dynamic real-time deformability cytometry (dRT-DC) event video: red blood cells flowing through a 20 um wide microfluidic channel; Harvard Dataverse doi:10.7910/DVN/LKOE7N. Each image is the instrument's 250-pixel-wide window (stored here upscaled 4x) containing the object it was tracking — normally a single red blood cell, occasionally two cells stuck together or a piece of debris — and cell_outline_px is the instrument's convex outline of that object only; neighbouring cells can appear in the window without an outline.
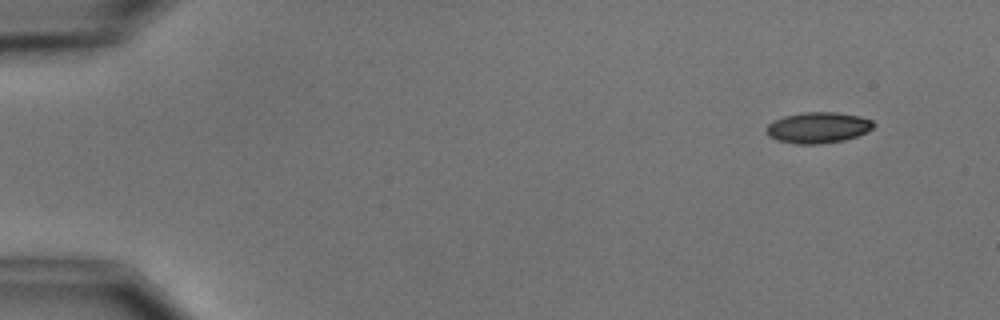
{"species": "common noctule bat (a hibernating species)", "species_latin": "Nyctalus noctula", "temperature_condition": "cold", "stored_images_in_passage": 9, "camera_frame_rate_fps": 3000, "um_per_image_px": 0.085, "animal": {"sex": "male", "body_mass_g": 15.6}, "frame": {"image": 1, "passage_image": 2, "time_ms": 1.333, "image_size_px": [1000, 320], "cell_outline_px": [[876, 124], [868, 132], [844, 140], [820, 144], [796, 144], [776, 140], [768, 136], [764, 132], [768, 124], [772, 120], [784, 116], [804, 112], [836, 112], [860, 116], [872, 120]], "centroid_in_image_um": [69.51, 10.85], "position_along_channel_um": 15.5, "area_um2": 19.59}}
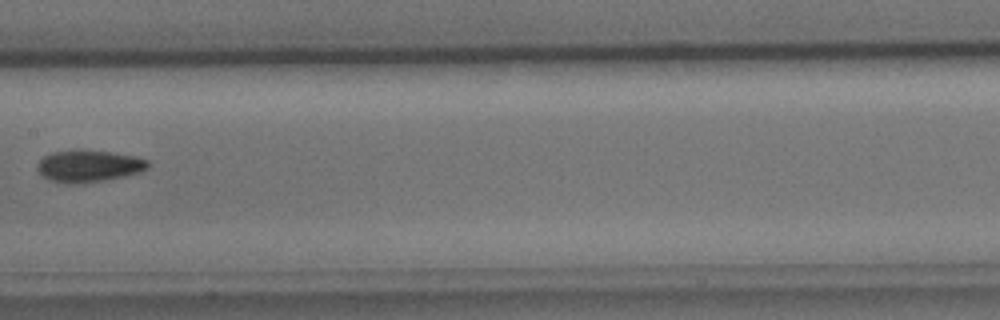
{"frame": {"image": 2, "passage_image": 8, "time_ms": 9.333, "image_size_px": [1000, 320], "cell_outline_px": [[148, 168], [140, 172], [124, 176], [104, 180], [76, 184], [64, 184], [52, 180], [44, 176], [36, 168], [36, 164], [44, 156], [52, 152], [76, 148], [80, 148], [112, 152], [132, 156], [148, 160]], "centroid_in_image_um": [7.51, 14.09], "position_along_channel_um": 199.9, "area_um2": 20.81}}
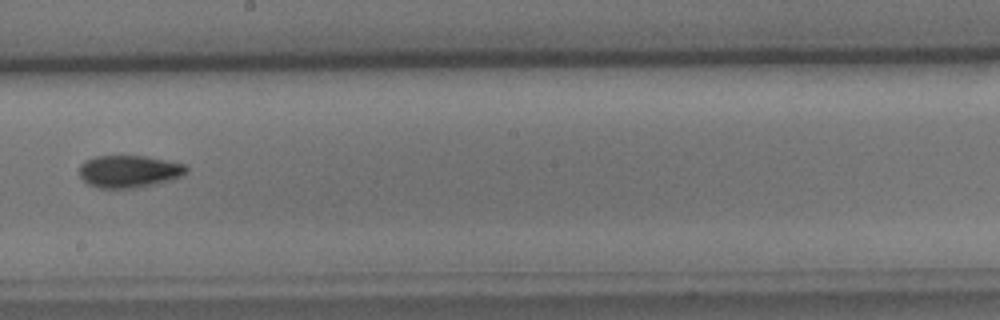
{"frame": {"image": 3, "passage_image": 9, "time_ms": 10.333, "image_size_px": [1000, 320], "cell_outline_px": [[188, 168], [180, 176], [156, 184], [136, 188], [100, 188], [88, 184], [80, 176], [80, 164], [84, 160], [96, 156], [144, 156], [184, 164]], "centroid_in_image_um": [10.92, 14.57], "position_along_channel_um": 237.3, "area_um2": 19.94}}